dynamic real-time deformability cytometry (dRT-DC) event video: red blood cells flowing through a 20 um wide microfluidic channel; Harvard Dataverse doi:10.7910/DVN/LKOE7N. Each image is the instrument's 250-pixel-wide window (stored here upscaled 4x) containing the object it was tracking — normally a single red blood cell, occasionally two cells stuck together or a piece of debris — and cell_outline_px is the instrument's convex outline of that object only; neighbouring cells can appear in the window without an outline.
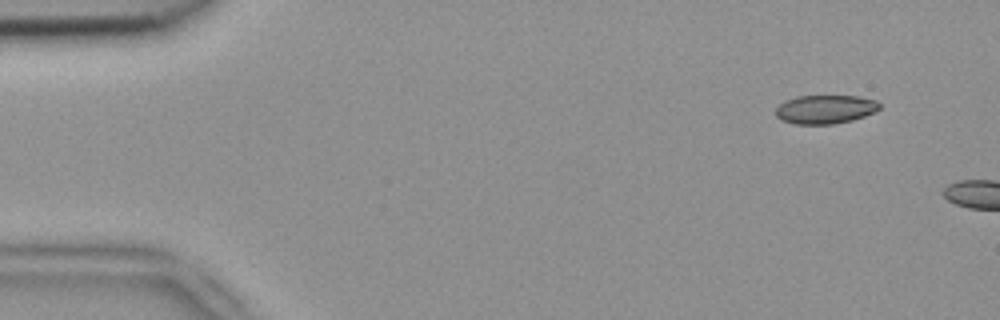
{"species": "common noctule bat (a hibernating species)", "species_latin": "Nyctalus noctula", "temperature_condition": "room temperature", "stored_images_in_passage": 4, "camera_frame_rate_fps": 3000, "um_per_image_px": 0.085, "animal": {"sex": "female", "body_mass_g": 18.4}, "frame": {"image": 1, "passage_image": 2, "time_ms": 0.333, "image_size_px": [1000, 320], "cell_outline_px": [[880, 108], [864, 116], [852, 120], [832, 124], [796, 124], [780, 120], [776, 116], [776, 108], [784, 100], [796, 96], [860, 96], [876, 100], [880, 104]], "centroid_in_image_um": [70.12, 9.28], "position_along_channel_um": 14.9, "area_um2": 17.4}}